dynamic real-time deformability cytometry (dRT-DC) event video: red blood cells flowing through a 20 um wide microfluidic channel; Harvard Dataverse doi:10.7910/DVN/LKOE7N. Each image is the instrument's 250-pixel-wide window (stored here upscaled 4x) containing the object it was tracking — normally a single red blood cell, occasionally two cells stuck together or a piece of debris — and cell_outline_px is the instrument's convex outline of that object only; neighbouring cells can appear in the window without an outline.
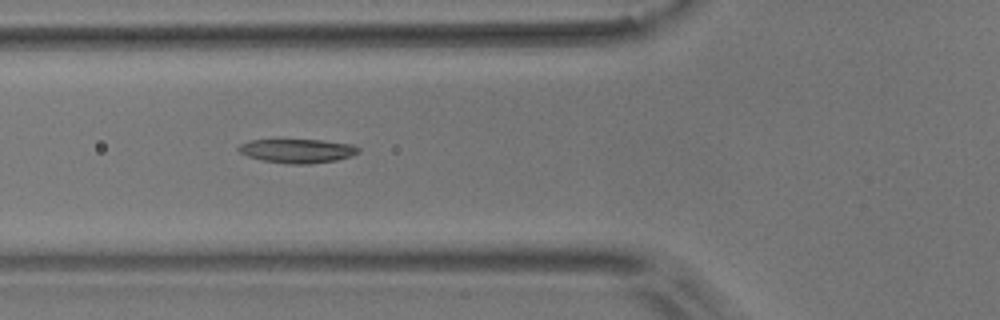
{"species": "common noctule bat (a hibernating species)", "species_latin": "Nyctalus noctula", "temperature_condition": "room temperature", "stored_images_in_passage": 8, "camera_frame_rate_fps": 3000, "um_per_image_px": 0.085, "animal": {"sex": "male", "body_mass_g": 17.9}, "frame": {"image": 1, "passage_image": 3, "time_ms": 2.333, "image_size_px": [1000, 320], "cell_outline_px": [[360, 152], [352, 156], [336, 160], [308, 164], [288, 164], [260, 160], [248, 156], [240, 152], [236, 148], [240, 144], [248, 140], [320, 140], [352, 144], [360, 148]], "centroid_in_image_um": [25.28, 12.83], "position_along_channel_um": 100.5, "area_um2": 16.82}}
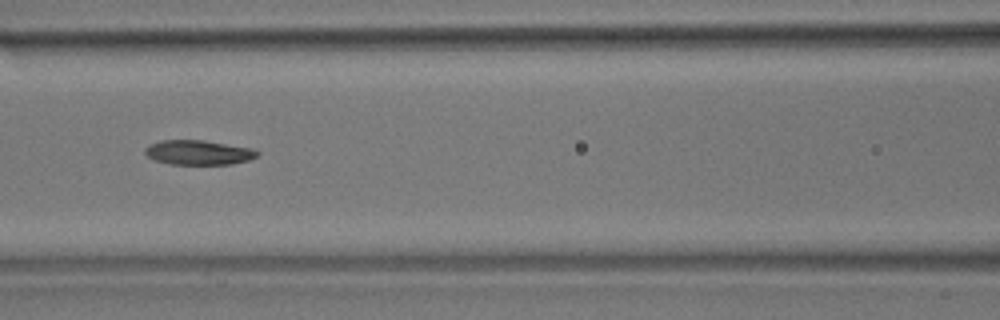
{"frame": {"image": 2, "passage_image": 4, "time_ms": 3.667, "image_size_px": [1000, 320], "cell_outline_px": [[260, 152], [256, 156], [248, 160], [232, 164], [168, 164], [152, 160], [144, 152], [144, 148], [148, 144], [160, 140], [204, 140], [252, 148]], "centroid_in_image_um": [16.82, 12.96], "position_along_channel_um": 149.8, "area_um2": 16.24}}
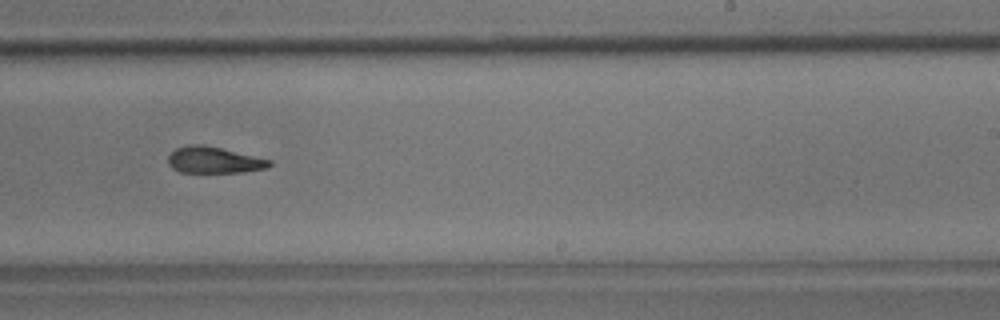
{"frame": {"image": 3, "passage_image": 7, "time_ms": 7.0, "image_size_px": [1000, 320], "cell_outline_px": [[272, 164], [268, 168], [244, 172], [180, 172], [172, 168], [168, 164], [168, 156], [176, 148], [188, 144], [204, 144], [272, 160]], "centroid_in_image_um": [18.19, 13.6], "position_along_channel_um": 270.8, "area_um2": 15.66}}